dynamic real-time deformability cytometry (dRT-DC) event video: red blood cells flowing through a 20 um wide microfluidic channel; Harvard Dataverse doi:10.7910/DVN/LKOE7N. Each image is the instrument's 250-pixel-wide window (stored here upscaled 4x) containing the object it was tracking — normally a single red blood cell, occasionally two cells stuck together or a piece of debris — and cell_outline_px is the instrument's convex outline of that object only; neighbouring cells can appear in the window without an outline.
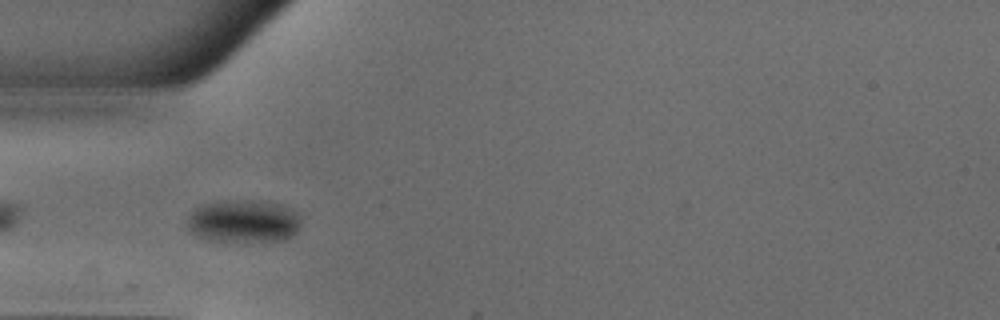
{"species": "common noctule bat (a hibernating species)", "species_latin": "Nyctalus noctula", "temperature_condition": "warm", "stored_images_in_passage": 4, "camera_frame_rate_fps": 3000, "um_per_image_px": 0.085, "animal": {"sex": "male", "body_mass_g": 18.8}, "frame": {"image": 1, "passage_image": 2, "time_ms": 0.333, "image_size_px": [1000, 320], "cell_outline_px": [[300, 224], [296, 232], [292, 236], [284, 240], [212, 240], [200, 236], [192, 232], [188, 228], [188, 216], [200, 204], [216, 200], [268, 200], [292, 208], [300, 212]], "centroid_in_image_um": [20.75, 18.74], "position_along_channel_um": 64.3, "area_um2": 28.55}}